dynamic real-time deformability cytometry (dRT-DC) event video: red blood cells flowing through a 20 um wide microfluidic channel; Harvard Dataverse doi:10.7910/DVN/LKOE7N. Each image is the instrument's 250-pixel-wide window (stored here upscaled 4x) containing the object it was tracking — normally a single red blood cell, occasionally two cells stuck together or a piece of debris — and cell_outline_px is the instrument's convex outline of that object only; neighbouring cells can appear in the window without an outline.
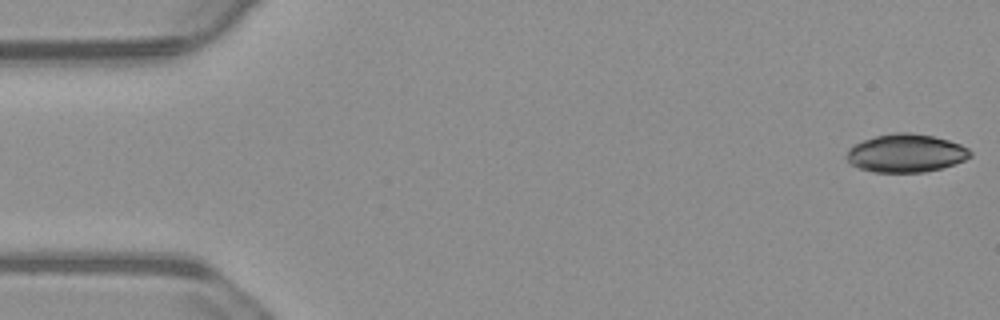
{"species": "common noctule bat (a hibernating species)", "species_latin": "Nyctalus noctula", "temperature_condition": "warm", "stored_images_in_passage": 55, "camera_frame_rate_fps": 3000, "um_per_image_px": 0.085, "animal": {"sex": "male", "body_mass_g": 23.1, "forearm_length_mm": 52.7}, "frame": {"image": 1, "passage_image": 1, "time_ms": 0.0, "image_size_px": [1000, 320], "cell_outline_px": [[972, 156], [964, 160], [940, 168], [924, 172], [872, 172], [856, 168], [848, 164], [844, 156], [848, 148], [852, 144], [876, 136], [892, 132], [912, 132], [932, 136], [948, 140], [960, 144], [968, 148], [972, 152]], "centroid_in_image_um": [76.93, 13.02], "position_along_channel_um": 8.1, "area_um2": 27.86}}
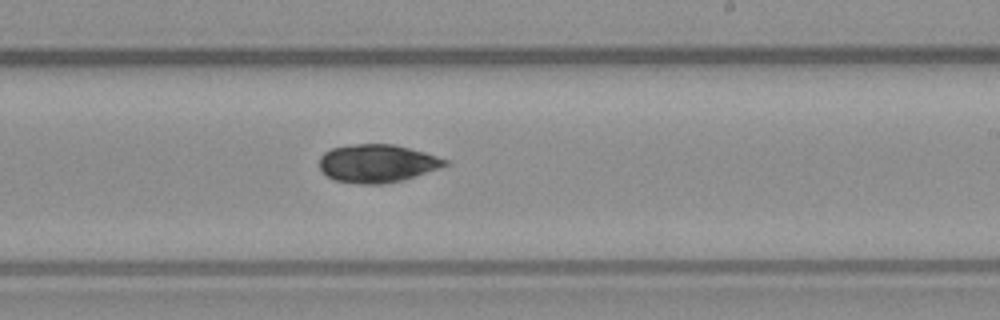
{"frame": {"image": 2, "passage_image": 32, "time_ms": 10.333, "image_size_px": [1000, 320], "cell_outline_px": [[452, 164], [440, 168], [400, 180], [384, 184], [360, 184], [336, 180], [328, 176], [320, 168], [320, 156], [324, 152], [332, 148], [356, 144], [392, 144], [424, 152], [448, 160]], "centroid_in_image_um": [32.07, 13.88], "position_along_channel_um": 256.9, "area_um2": 27.57}}
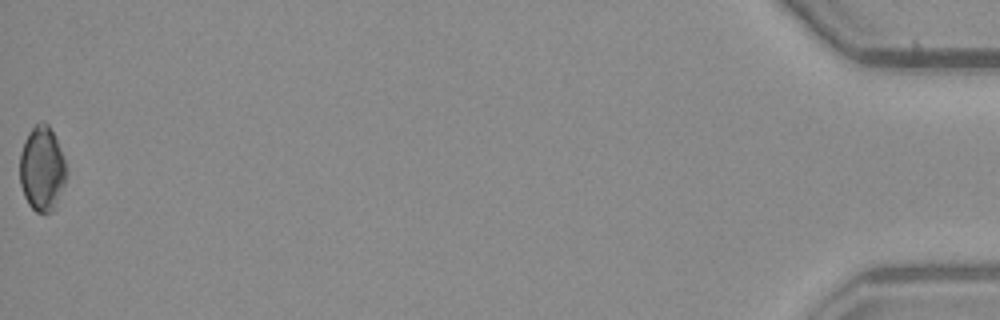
{"frame": {"image": 3, "passage_image": 55, "time_ms": 18.0, "image_size_px": [1000, 320], "cell_outline_px": [[68, 172], [64, 184], [56, 204], [52, 212], [36, 212], [28, 204], [24, 196], [20, 184], [20, 152], [24, 140], [28, 132], [36, 124], [44, 120], [48, 124], [56, 136]], "centroid_in_image_um": [3.57, 14.32], "position_along_channel_um": 431.6, "area_um2": 23.18}, "authors_computed_cell_mechanics": {"area_um2": 27.8018, "velocity_mm_per_s": 3.7313, "shape_relaxation_time_tau1_ms": null, "shape_relaxation_time_tau2_ms": 1.575, "deformation_change_tau1": null, "deformation_change_tau2": 0.0488}}